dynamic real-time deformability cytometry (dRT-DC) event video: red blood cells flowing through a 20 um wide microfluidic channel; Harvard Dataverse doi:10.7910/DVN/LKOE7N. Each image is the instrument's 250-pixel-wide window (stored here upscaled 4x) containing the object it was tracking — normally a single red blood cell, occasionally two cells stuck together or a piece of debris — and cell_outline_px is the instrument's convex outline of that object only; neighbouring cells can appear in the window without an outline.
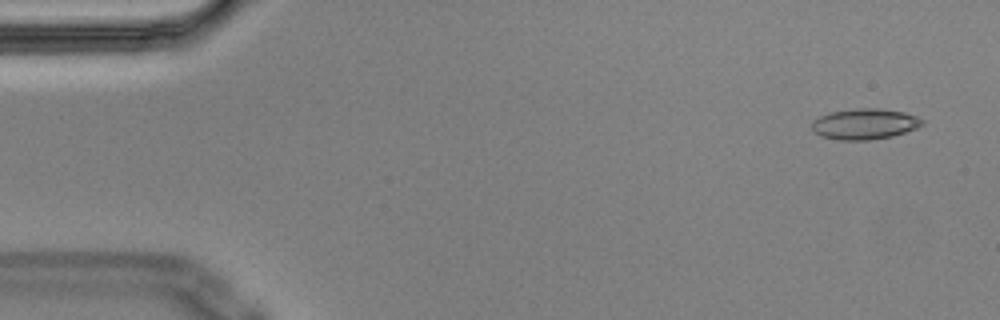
{"species": "Egyptian fruit bat (a non-hibernating species)", "species_latin": "Rousettus aegyptiacus", "temperature_condition": "cold", "stored_images_in_passage": 5, "camera_frame_rate_fps": 3000, "um_per_image_px": 0.085, "animal": {"sex": "male"}, "frame": {"image": 1, "passage_image": 1, "time_ms": 0.0, "image_size_px": [1000, 320], "cell_outline_px": [[924, 124], [916, 128], [892, 136], [868, 140], [836, 140], [820, 136], [812, 128], [812, 120], [828, 112], [856, 108], [876, 108], [904, 112], [916, 116], [924, 120]], "centroid_in_image_um": [73.47, 10.53], "position_along_channel_um": 11.5, "area_um2": 19.83}}
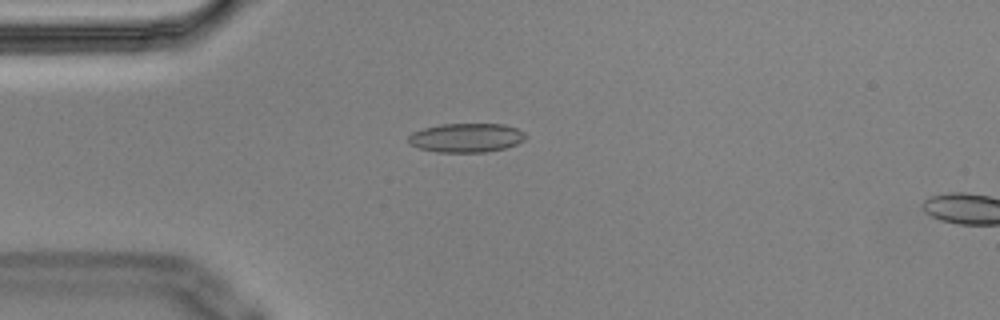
{"frame": {"image": 2, "passage_image": 4, "time_ms": 1.0, "image_size_px": [1000, 320], "cell_outline_px": [[528, 136], [524, 140], [516, 144], [504, 148], [484, 152], [436, 152], [420, 148], [408, 144], [408, 136], [412, 132], [424, 128], [440, 124], [504, 124], [516, 128], [524, 132]], "centroid_in_image_um": [39.62, 11.7], "position_along_channel_um": 45.4, "area_um2": 19.88}}